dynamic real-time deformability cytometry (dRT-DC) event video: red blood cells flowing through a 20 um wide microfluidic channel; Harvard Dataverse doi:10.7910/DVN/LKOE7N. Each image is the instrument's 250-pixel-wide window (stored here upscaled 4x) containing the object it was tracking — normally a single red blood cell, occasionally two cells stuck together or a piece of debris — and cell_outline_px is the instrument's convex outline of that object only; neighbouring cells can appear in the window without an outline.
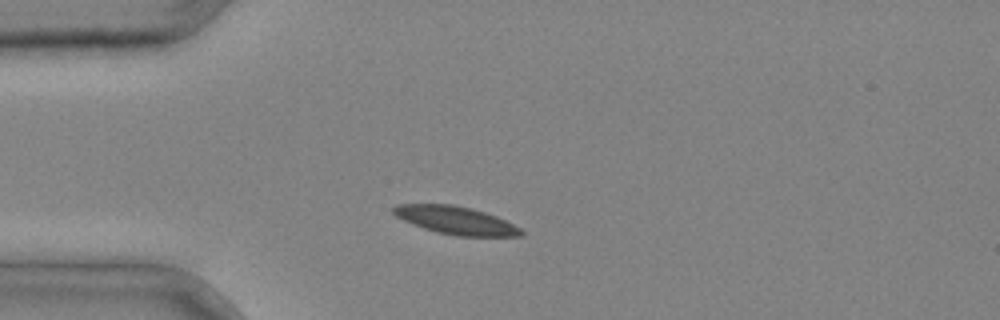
{"species": "common noctule bat (a hibernating species)", "species_latin": "Nyctalus noctula", "temperature_condition": "cold", "stored_images_in_passage": 1, "camera_frame_rate_fps": 3000, "um_per_image_px": 0.085, "animal": {"sex": "male", "body_mass_g": 20.4}, "frame": {"image": 1, "passage_image": 1, "time_ms": 0.0, "image_size_px": [1000, 320], "cell_outline_px": [[524, 236], [456, 236], [436, 232], [412, 224], [396, 216], [392, 212], [392, 208], [396, 204], [452, 204], [472, 208], [496, 216], [520, 228], [524, 232]], "centroid_in_image_um": [38.73, 18.73], "position_along_channel_um": 46.3, "area_um2": 20.75}}